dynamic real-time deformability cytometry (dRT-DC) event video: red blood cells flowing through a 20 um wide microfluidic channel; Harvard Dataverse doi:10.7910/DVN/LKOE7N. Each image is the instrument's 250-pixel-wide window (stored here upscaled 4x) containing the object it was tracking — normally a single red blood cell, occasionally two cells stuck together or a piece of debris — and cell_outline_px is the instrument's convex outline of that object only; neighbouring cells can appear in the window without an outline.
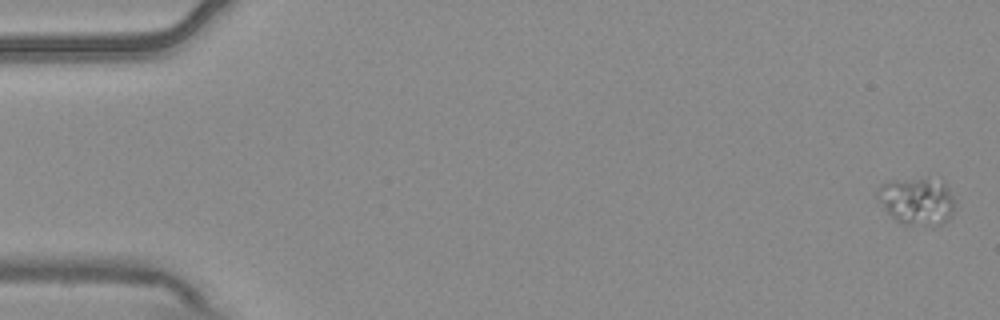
{"species": "common noctule bat (a hibernating species)", "species_latin": "Nyctalus noctula", "temperature_condition": "warm", "stored_images_in_passage": 10, "camera_frame_rate_fps": 3000, "um_per_image_px": 0.085, "animal": {"sex": "male", "body_mass_g": 20.4}, "frame": {"image": 1, "passage_image": 1, "time_ms": 0.0, "image_size_px": [1000, 320], "cell_outline_px": [[952, 216], [948, 220], [940, 224], [900, 224], [884, 208], [876, 196], [876, 192], [880, 184], [888, 180], [924, 176], [940, 176], [948, 188], [952, 196]], "centroid_in_image_um": [77.92, 17.0], "position_along_channel_um": 7.1, "area_um2": 21.85}}
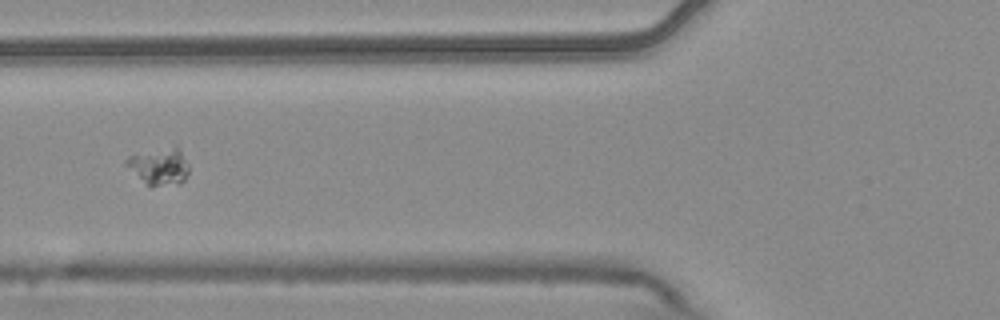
{"frame": {"image": 2, "passage_image": 6, "time_ms": 1.667, "image_size_px": [1000, 320], "cell_outline_px": [[188, 172], [184, 180], [180, 184], [148, 184], [124, 164], [124, 160], [128, 156], [176, 144], [180, 148], [188, 164]], "centroid_in_image_um": [13.57, 14.07], "position_along_channel_um": 112.2, "area_um2": 13.24}}
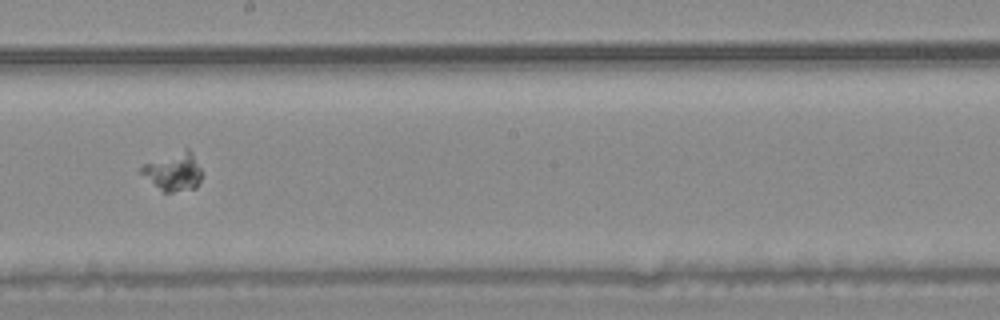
{"frame": {"image": 3, "passage_image": 9, "time_ms": 2.667, "image_size_px": [1000, 320], "cell_outline_px": [[204, 172], [196, 188], [172, 192], [164, 192], [152, 184], [140, 172], [140, 168], [144, 164], [184, 148], [188, 148], [192, 152]], "centroid_in_image_um": [14.79, 14.58], "position_along_channel_um": 233.4, "area_um2": 13.64}}